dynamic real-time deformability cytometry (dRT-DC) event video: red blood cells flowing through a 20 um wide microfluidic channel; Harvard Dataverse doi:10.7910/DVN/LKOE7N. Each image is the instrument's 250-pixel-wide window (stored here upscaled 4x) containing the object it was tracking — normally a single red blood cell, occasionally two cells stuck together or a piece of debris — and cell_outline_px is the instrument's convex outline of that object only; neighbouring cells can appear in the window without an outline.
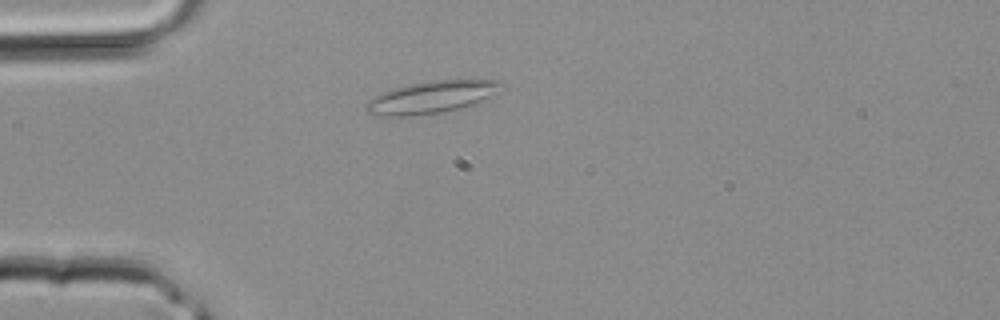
{"species": "common noctule bat (a hibernating species)", "species_latin": "Nyctalus noctula", "temperature_condition": "room temperature", "stored_images_in_passage": 2, "camera_frame_rate_fps": 3000, "um_per_image_px": 0.085, "animal": {"sex": "male", "body_mass_g": 20.4}, "frame": {"image": 1, "passage_image": 2, "time_ms": 0.333, "image_size_px": [1000, 320], "cell_outline_px": [[504, 84], [500, 92], [472, 104], [440, 112], [408, 116], [372, 116], [364, 108], [364, 104], [368, 100], [380, 92], [408, 84], [428, 80], [456, 76], [500, 80]], "centroid_in_image_um": [36.72, 8.18], "position_along_channel_um": 48.3, "area_um2": 26.47}}